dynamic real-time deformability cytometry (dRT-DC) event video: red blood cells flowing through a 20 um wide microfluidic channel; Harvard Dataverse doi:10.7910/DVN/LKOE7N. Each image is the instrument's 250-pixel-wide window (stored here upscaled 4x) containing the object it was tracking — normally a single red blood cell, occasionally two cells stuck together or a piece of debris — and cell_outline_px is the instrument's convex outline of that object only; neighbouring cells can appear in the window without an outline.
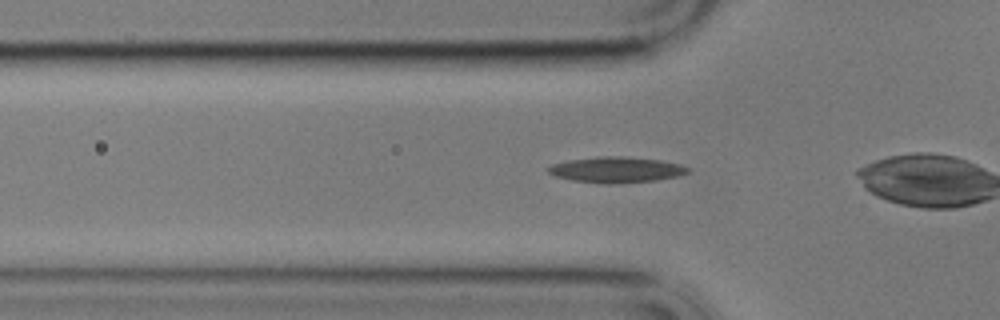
{"species": "common noctule bat (a hibernating species)", "species_latin": "Nyctalus noctula", "temperature_condition": "cold", "stored_images_in_passage": 42, "camera_frame_rate_fps": 3000, "um_per_image_px": 0.085, "animal": {"sex": "male", "body_mass_g": 17.9}, "frame": {"image": 1, "passage_image": 7, "time_ms": 2.0, "image_size_px": [1000, 320], "cell_outline_px": [[688, 172], [680, 176], [656, 180], [572, 180], [556, 176], [548, 172], [548, 168], [552, 164], [568, 160], [600, 156], [620, 156], [660, 160], [680, 164], [688, 168]], "centroid_in_image_um": [52.41, 14.36], "position_along_channel_um": 73.4, "area_um2": 19.54}}
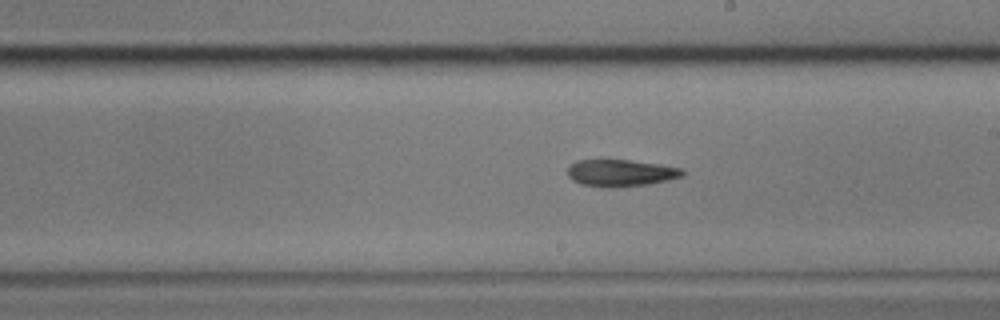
{"frame": {"image": 2, "passage_image": 21, "time_ms": 6.667, "image_size_px": [1000, 320], "cell_outline_px": [[684, 176], [668, 180], [648, 184], [612, 188], [600, 188], [580, 184], [572, 180], [568, 176], [568, 168], [576, 160], [628, 160], [660, 164], [684, 168]], "centroid_in_image_um": [52.77, 14.71], "position_along_channel_um": 236.2, "area_um2": 18.26}}
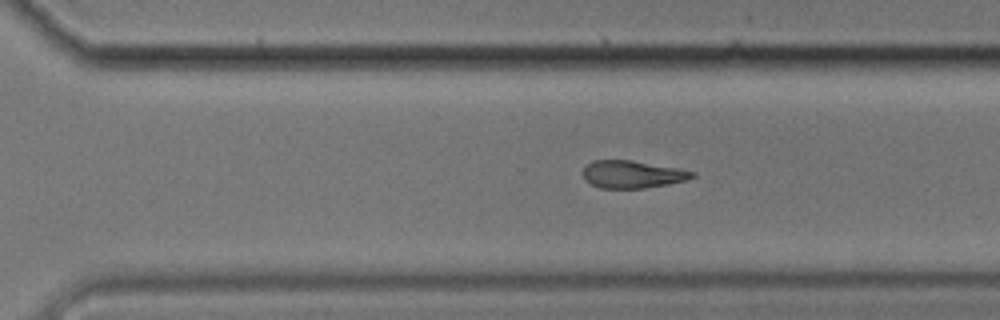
{"frame": {"image": 3, "passage_image": 28, "time_ms": 9.0, "image_size_px": [1000, 320], "cell_outline_px": [[696, 176], [688, 180], [668, 184], [644, 188], [600, 188], [584, 180], [584, 168], [592, 160], [632, 160], [676, 168], [696, 172]], "centroid_in_image_um": [53.77, 14.82], "position_along_channel_um": 316.8, "area_um2": 17.46}, "authors_computed_cell_mechanics": {"area_um2": 19.3341, "velocity_mm_per_s": 3.4629, "shape_relaxation_time_tau1_ms": 7.0651, "shape_relaxation_time_tau2_ms": null, "deformation_change_tau1": 0.1566, "deformation_change_tau2": null}}